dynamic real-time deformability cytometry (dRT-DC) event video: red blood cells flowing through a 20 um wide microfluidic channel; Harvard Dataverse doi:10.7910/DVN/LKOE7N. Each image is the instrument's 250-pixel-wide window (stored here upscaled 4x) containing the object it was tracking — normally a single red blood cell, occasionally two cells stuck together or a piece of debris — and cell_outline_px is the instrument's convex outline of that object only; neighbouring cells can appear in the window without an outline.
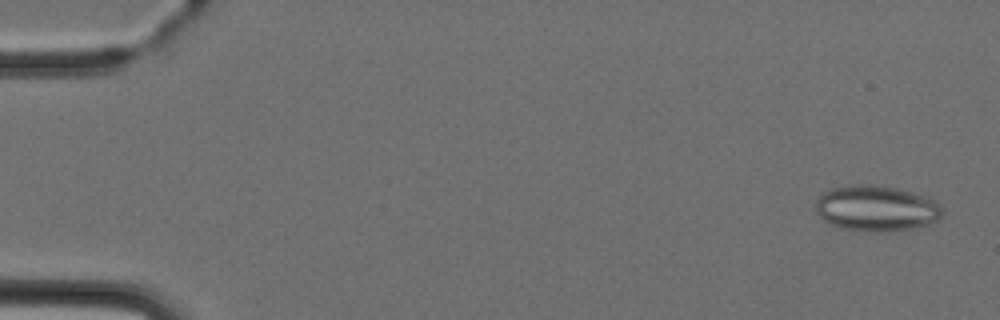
{"species": "Egyptian fruit bat (a non-hibernating species)", "species_latin": "Rousettus aegyptiacus", "temperature_condition": "cold", "stored_images_in_passage": 14, "segment_of_instrument_passage": [1, 2], "camera_frame_rate_fps": 3000, "um_per_image_px": 0.085, "animal": {"sex": "female"}, "frame": {"image": 1, "passage_image": 1, "time_ms": 0.0, "image_size_px": [1000, 320], "cell_outline_px": [[940, 220], [928, 224], [912, 228], [876, 232], [840, 228], [824, 220], [816, 212], [816, 204], [820, 196], [824, 192], [832, 188], [848, 184], [872, 184], [896, 188], [912, 192], [936, 200], [940, 208]], "centroid_in_image_um": [74.47, 17.69], "position_along_channel_um": 10.5, "area_um2": 33.52}}